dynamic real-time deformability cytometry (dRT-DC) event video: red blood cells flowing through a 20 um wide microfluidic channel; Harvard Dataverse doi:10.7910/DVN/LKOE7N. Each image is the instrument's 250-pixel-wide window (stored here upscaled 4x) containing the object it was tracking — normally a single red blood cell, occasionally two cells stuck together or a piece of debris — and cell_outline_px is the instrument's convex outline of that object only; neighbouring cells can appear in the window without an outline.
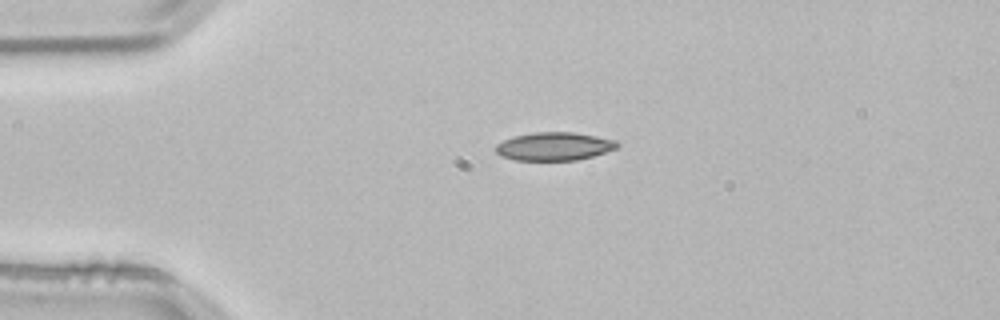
{"species": "common noctule bat (a hibernating species)", "species_latin": "Nyctalus noctula", "temperature_condition": "room temperature", "stored_images_in_passage": 52, "camera_frame_rate_fps": 3000, "um_per_image_px": 0.085, "animal": {"sex": "male", "body_mass_g": 21.5, "forearm_length_mm": 52.0}, "frame": {"image": 1, "passage_image": 11, "time_ms": 3.333, "image_size_px": [1000, 320], "cell_outline_px": [[620, 144], [616, 148], [592, 156], [576, 160], [516, 160], [500, 156], [496, 152], [496, 144], [504, 140], [516, 136], [532, 132], [572, 132], [596, 136], [616, 140]], "centroid_in_image_um": [47.1, 12.44], "position_along_channel_um": 37.9, "area_um2": 19.83}}
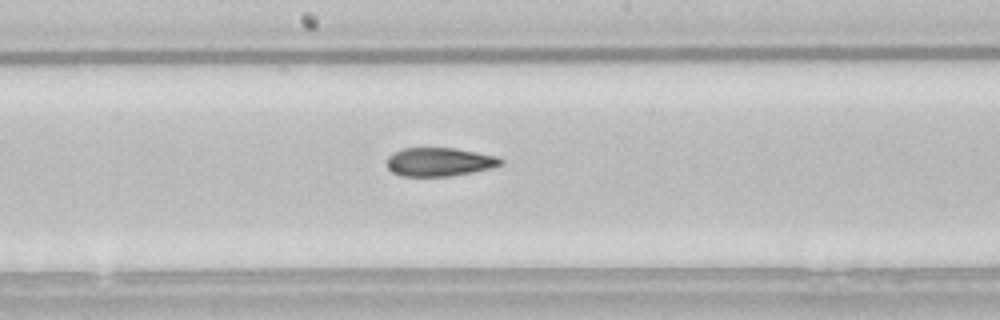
{"frame": {"image": 2, "passage_image": 27, "time_ms": 8.667, "image_size_px": [1000, 320], "cell_outline_px": [[504, 164], [492, 168], [472, 172], [448, 176], [400, 176], [392, 172], [388, 168], [388, 156], [392, 152], [404, 148], [456, 148], [496, 156], [504, 160]], "centroid_in_image_um": [37.36, 13.76], "position_along_channel_um": 210.8, "area_um2": 19.02}}
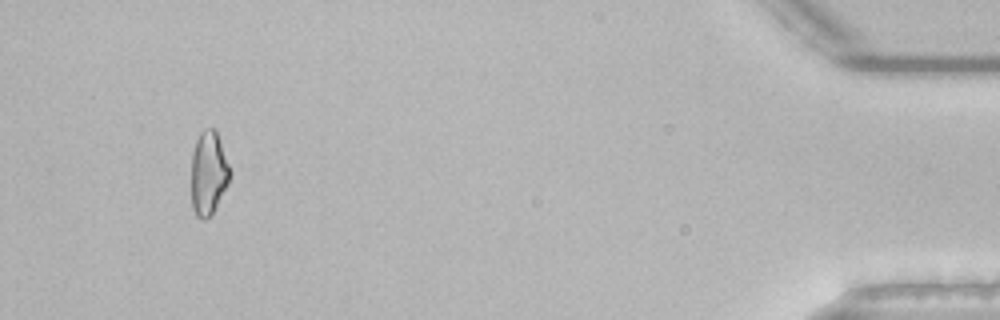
{"frame": {"image": 3, "passage_image": 49, "time_ms": 16.0, "image_size_px": [1000, 320], "cell_outline_px": [[232, 172], [228, 184], [212, 216], [204, 220], [200, 220], [196, 216], [192, 208], [192, 152], [196, 140], [200, 132], [204, 128], [216, 128]], "centroid_in_image_um": [17.74, 14.72], "position_along_channel_um": 417.5, "area_um2": 19.31}, "authors_computed_cell_mechanics": {"area_um2": 19.5364, "velocity_mm_per_s": 3.8288, "shape_relaxation_time_tau1_ms": null, "shape_relaxation_time_tau2_ms": 3.8652, "deformation_change_tau1": null, "deformation_change_tau2": 0.1093}}